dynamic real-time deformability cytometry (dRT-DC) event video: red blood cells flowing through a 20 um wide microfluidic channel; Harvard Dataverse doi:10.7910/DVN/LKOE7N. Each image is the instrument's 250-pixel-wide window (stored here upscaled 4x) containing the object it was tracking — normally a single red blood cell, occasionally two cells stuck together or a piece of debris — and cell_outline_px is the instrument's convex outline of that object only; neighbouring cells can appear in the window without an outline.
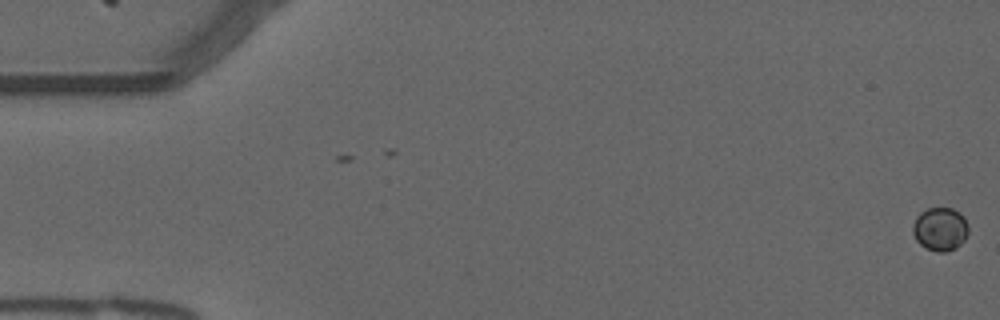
{"species": "common noctule bat (a hibernating species)", "species_latin": "Nyctalus noctula", "temperature_condition": "warm", "stored_images_in_passage": 4, "camera_frame_rate_fps": 3000, "um_per_image_px": 0.085, "animal": {"sex": "male", "forearm_length_mm": 52.5}, "frame": {"image": 1, "passage_image": 4, "time_ms": 1.0, "image_size_px": [1000, 320], "cell_outline_px": [[968, 232], [964, 240], [956, 248], [944, 252], [936, 252], [924, 248], [916, 240], [912, 232], [912, 224], [916, 216], [920, 212], [928, 208], [952, 208], [960, 212], [964, 216], [968, 224]], "centroid_in_image_um": [79.9, 19.47], "position_along_channel_um": 5.1, "area_um2": 14.33}}